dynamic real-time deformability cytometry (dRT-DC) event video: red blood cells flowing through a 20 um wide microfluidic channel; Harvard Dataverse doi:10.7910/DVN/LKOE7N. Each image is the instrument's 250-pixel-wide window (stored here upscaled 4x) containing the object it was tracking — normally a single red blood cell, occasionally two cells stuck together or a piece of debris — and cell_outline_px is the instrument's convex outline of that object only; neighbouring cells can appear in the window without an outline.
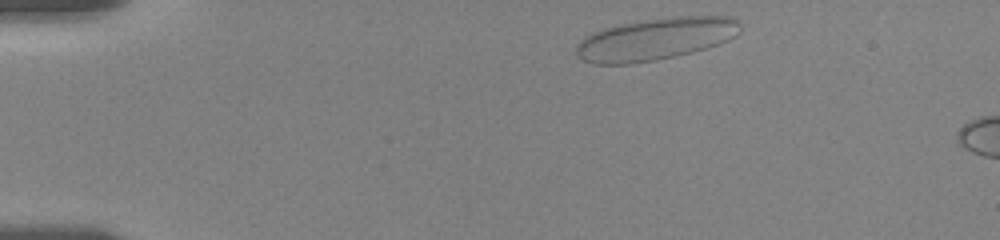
{"species": "human", "species_latin": "Homo sapiens", "temperature_condition": "room temperature", "stored_images_in_passage": 31, "camera_frame_rate_fps": 3000, "um_per_image_px": 0.085, "donor": {"sex": "female"}, "frame": {"image": 1, "passage_image": 1, "time_ms": 0.0, "image_size_px": [1000, 240], "cell_outline_px": [[740, 32], [736, 36], [728, 40], [692, 52], [676, 56], [656, 60], [632, 64], [596, 64], [584, 60], [576, 56], [576, 44], [584, 36], [592, 32], [604, 28], [620, 24], [644, 20], [672, 16], [732, 16], [740, 24]], "centroid_in_image_um": [55.7, 3.31], "position_along_channel_um": 29.3, "area_um2": 40.46}}
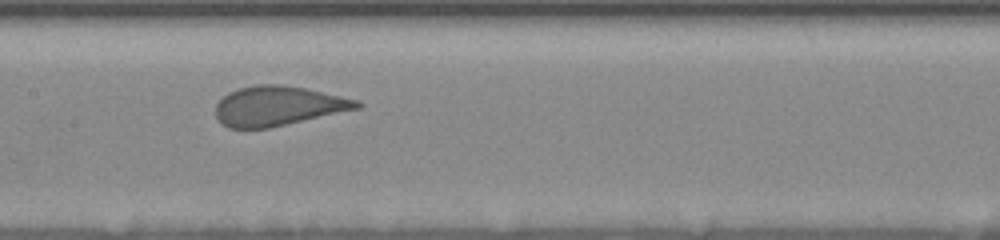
{"frame": {"image": 2, "passage_image": 13, "time_ms": 6.333, "image_size_px": [1000, 240], "cell_outline_px": [[364, 104], [360, 108], [268, 128], [228, 128], [216, 116], [216, 104], [228, 92], [240, 88], [256, 84], [280, 84], [304, 88], [360, 100]], "centroid_in_image_um": [23.65, 9.0], "position_along_channel_um": 183.7, "area_um2": 32.37}}
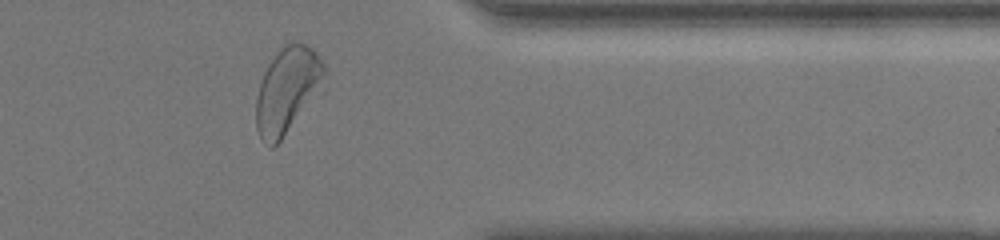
{"frame": {"image": 3, "passage_image": 26, "time_ms": 12.333, "image_size_px": [1000, 240], "cell_outline_px": [[324, 72], [316, 88], [280, 140], [272, 148], [268, 148], [260, 140], [256, 128], [256, 100], [260, 84], [264, 72], [268, 64], [280, 48], [284, 44], [292, 40], [296, 40], [308, 44], [316, 52], [324, 64]], "centroid_in_image_um": [24.32, 7.6], "position_along_channel_um": 387.1, "area_um2": 32.66}, "authors_computed_cell_mechanics": {"area_um2": 33.9864, "velocity_mm_per_s": 3.5282, "shape_relaxation_time_tau1_ms": 4.4566, "shape_relaxation_time_tau2_ms": null, "deformation_change_tau1": 0.1364, "deformation_change_tau2": null}}